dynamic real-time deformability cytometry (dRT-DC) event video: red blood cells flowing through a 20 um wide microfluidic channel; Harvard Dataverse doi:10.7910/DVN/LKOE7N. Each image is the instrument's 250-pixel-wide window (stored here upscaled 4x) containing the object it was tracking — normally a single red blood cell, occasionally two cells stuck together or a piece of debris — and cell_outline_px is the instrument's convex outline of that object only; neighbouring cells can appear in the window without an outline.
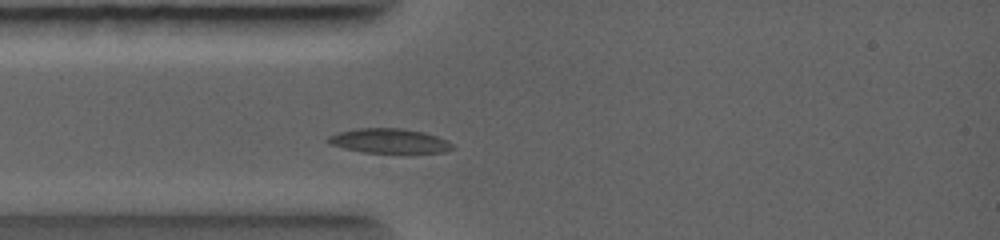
{"species": "common noctule bat (a hibernating species)", "species_latin": "Nyctalus noctula", "temperature_condition": "warm", "stored_images_in_passage": 24, "camera_frame_rate_fps": 5000, "um_per_image_px": 0.085, "animal": {"sex": "female", "body_mass_g": 19.0, "forearm_length_mm": 56.7}, "frame": {"image": 1, "passage_image": 4, "time_ms": 1.2, "image_size_px": [1000, 240], "cell_outline_px": [[456, 148], [444, 152], [364, 152], [344, 148], [328, 144], [324, 140], [328, 136], [336, 132], [356, 128], [404, 128], [424, 132], [436, 136], [452, 144]], "centroid_in_image_um": [33.01, 11.96], "position_along_channel_um": 52.0, "area_um2": 17.8}}
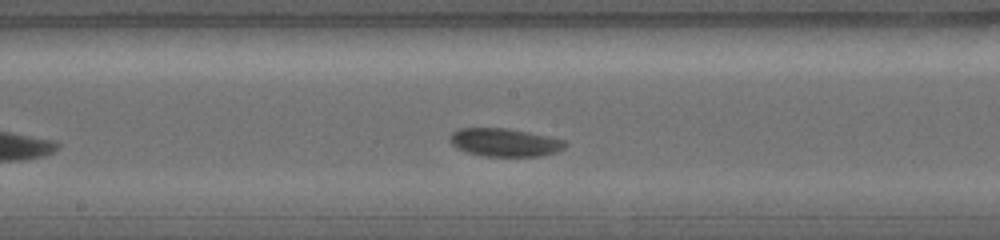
{"frame": {"image": 2, "passage_image": 10, "time_ms": 3.8, "image_size_px": [1000, 240], "cell_outline_px": [[568, 144], [564, 148], [556, 152], [540, 156], [484, 156], [468, 152], [456, 148], [448, 140], [448, 136], [452, 132], [460, 128], [508, 128], [548, 136], [564, 140]], "centroid_in_image_um": [42.88, 12.1], "position_along_channel_um": 205.3, "area_um2": 18.96}}